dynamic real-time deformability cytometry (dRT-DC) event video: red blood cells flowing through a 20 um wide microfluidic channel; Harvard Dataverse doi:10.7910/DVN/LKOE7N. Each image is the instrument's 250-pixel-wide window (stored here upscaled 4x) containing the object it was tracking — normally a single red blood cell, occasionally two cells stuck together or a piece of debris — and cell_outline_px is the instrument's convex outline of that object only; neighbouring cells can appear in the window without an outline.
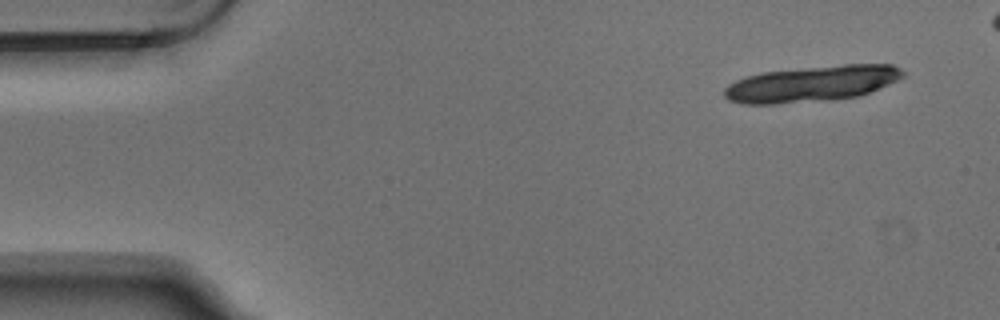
{"species": "Egyptian fruit bat (a non-hibernating species)", "species_latin": "Rousettus aegyptiacus", "temperature_condition": "warm", "stored_images_in_passage": 4, "camera_frame_rate_fps": 3000, "um_per_image_px": 0.085, "animal": {"sex": "male"}, "frame": {"image": 1, "passage_image": 1, "time_ms": 0.0, "image_size_px": [1000, 320], "cell_outline_px": [[908, 72], [904, 76], [888, 84], [860, 96], [832, 100], [772, 104], [744, 104], [728, 100], [724, 96], [724, 88], [728, 84], [736, 80], [760, 72], [844, 64], [892, 64]], "centroid_in_image_um": [69.01, 7.12], "position_along_channel_um": 16.0, "area_um2": 37.57}}